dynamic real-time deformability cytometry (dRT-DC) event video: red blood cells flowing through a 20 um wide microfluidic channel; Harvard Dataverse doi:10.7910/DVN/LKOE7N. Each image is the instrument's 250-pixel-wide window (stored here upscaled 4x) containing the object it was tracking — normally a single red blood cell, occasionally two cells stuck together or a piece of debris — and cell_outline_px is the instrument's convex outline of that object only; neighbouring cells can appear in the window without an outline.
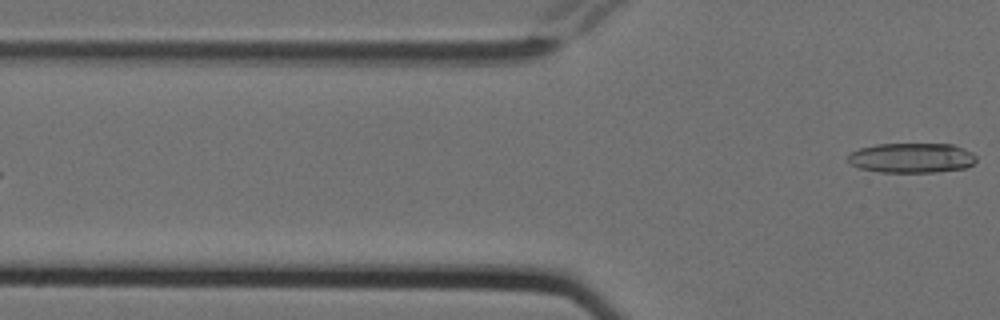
{"species": "Egyptian fruit bat (a non-hibernating species)", "species_latin": "Rousettus aegyptiacus", "temperature_condition": "cold", "stored_images_in_passage": 4, "camera_frame_rate_fps": 3000, "um_per_image_px": 0.085, "animal": {"sex": "female"}, "frame": {"image": 1, "passage_image": 4, "time_ms": 1.0, "image_size_px": [1000, 320], "cell_outline_px": [[976, 160], [968, 168], [936, 172], [880, 172], [860, 168], [852, 164], [848, 160], [848, 156], [852, 152], [860, 148], [876, 144], [952, 144], [964, 148], [972, 152], [976, 156]], "centroid_in_image_um": [77.54, 13.42], "position_along_channel_um": 48.3, "area_um2": 22.37}}